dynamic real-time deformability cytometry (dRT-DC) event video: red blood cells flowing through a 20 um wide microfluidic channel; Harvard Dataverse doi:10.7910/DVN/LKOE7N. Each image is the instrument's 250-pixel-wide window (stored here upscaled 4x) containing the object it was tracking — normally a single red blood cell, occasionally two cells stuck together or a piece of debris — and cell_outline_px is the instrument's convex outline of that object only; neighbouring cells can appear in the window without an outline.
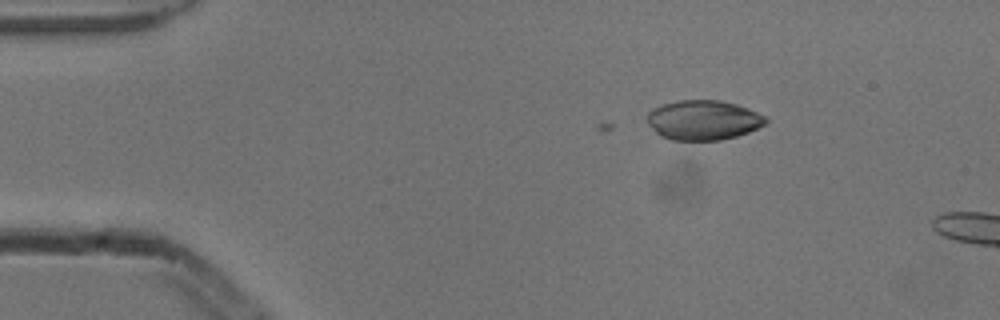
{"species": "common noctule bat (a hibernating species)", "species_latin": "Nyctalus noctula", "temperature_condition": "cold", "stored_images_in_passage": 2, "camera_frame_rate_fps": 3000, "um_per_image_px": 0.085, "animal": {"sex": "male", "body_mass_g": 13.3}, "frame": {"image": 1, "passage_image": 2, "time_ms": 0.333, "image_size_px": [1000, 320], "cell_outline_px": [[768, 120], [764, 124], [748, 132], [736, 136], [720, 140], [672, 140], [660, 136], [648, 124], [648, 112], [652, 108], [664, 104], [680, 100], [720, 100], [736, 104], [748, 108], [768, 116]], "centroid_in_image_um": [59.79, 10.2], "position_along_channel_um": 25.2, "area_um2": 27.46}}